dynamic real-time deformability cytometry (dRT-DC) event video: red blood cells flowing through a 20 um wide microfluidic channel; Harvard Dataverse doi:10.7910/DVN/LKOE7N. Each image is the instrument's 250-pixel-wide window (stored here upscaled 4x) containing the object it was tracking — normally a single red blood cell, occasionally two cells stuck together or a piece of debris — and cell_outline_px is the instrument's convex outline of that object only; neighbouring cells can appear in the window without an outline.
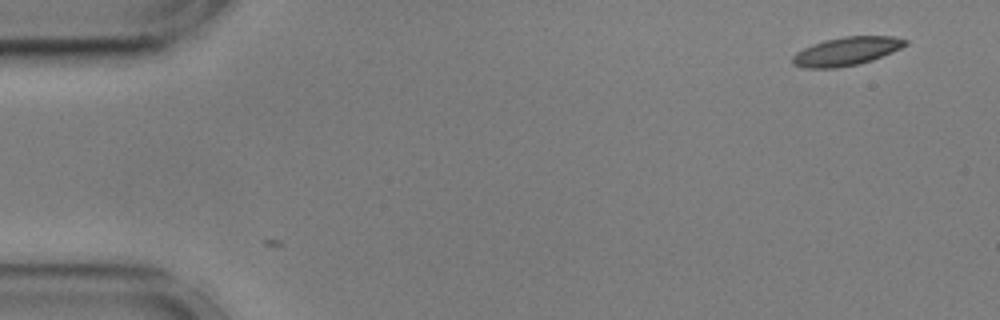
{"species": "common noctule bat (a hibernating species)", "species_latin": "Nyctalus noctula", "temperature_condition": "cold", "stored_images_in_passage": 4, "camera_frame_rate_fps": 3000, "um_per_image_px": 0.085, "animal": {"sex": "male", "body_mass_g": 17.9, "forearm_length_mm": 54.2}, "frame": {"image": 1, "passage_image": 4, "time_ms": 1.0, "image_size_px": [1000, 320], "cell_outline_px": [[908, 44], [892, 52], [872, 60], [860, 64], [836, 68], [804, 68], [792, 64], [792, 56], [796, 52], [812, 44], [824, 40], [844, 36], [892, 36], [908, 40]], "centroid_in_image_um": [71.93, 4.36], "position_along_channel_um": 13.1, "area_um2": 18.79}}